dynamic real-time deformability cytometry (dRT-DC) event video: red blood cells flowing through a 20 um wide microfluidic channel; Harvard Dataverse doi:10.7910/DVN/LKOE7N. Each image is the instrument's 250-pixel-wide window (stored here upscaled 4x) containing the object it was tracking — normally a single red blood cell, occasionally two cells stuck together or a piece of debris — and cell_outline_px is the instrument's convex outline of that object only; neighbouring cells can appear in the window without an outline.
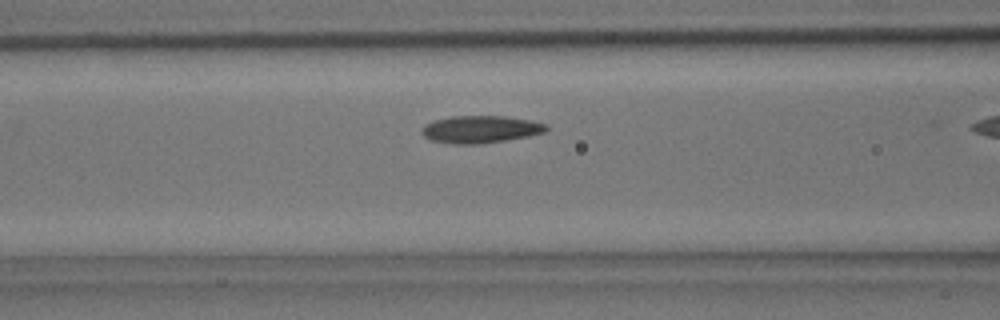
{"species": "common noctule bat (a hibernating species)", "species_latin": "Nyctalus noctula", "temperature_condition": "room temperature", "stored_images_in_passage": 12, "camera_frame_rate_fps": 3000, "um_per_image_px": 0.085, "animal": {"sex": "male", "body_mass_g": 15.6}, "frame": {"image": 1, "passage_image": 10, "time_ms": 3.0, "image_size_px": [1000, 320], "cell_outline_px": [[548, 128], [544, 132], [528, 136], [480, 144], [452, 144], [428, 140], [420, 132], [424, 124], [432, 120], [452, 116], [504, 116], [528, 120], [548, 124]], "centroid_in_image_um": [40.77, 10.99], "position_along_channel_um": 125.8, "area_um2": 19.94}}